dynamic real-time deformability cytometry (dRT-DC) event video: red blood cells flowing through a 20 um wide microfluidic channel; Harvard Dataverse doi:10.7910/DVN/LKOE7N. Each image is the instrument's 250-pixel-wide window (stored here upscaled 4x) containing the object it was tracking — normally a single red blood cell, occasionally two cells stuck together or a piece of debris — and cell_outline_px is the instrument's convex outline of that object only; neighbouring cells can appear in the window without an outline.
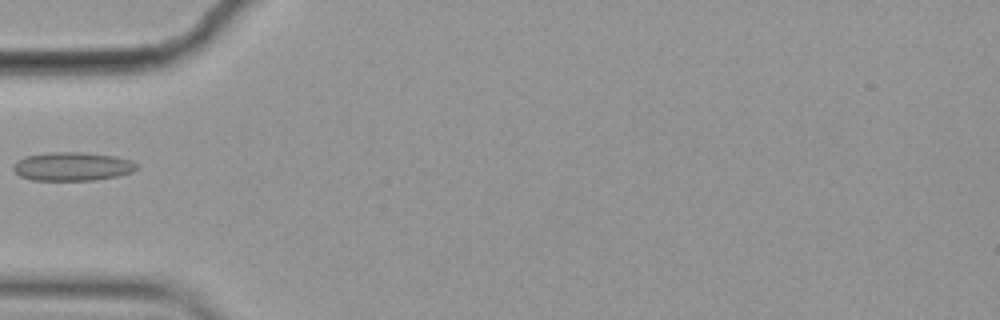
{"species": "common noctule bat (a hibernating species)", "species_latin": "Nyctalus noctula", "temperature_condition": "cold", "stored_images_in_passage": 4, "camera_frame_rate_fps": 3000, "um_per_image_px": 0.085, "animal": {"sex": "female", "body_mass_g": 19.9}, "frame": {"image": 1, "passage_image": 4, "time_ms": 1.0, "image_size_px": [1000, 320], "cell_outline_px": [[140, 168], [132, 172], [116, 176], [92, 180], [32, 180], [20, 176], [12, 168], [12, 164], [16, 160], [24, 156], [52, 152], [80, 152], [116, 156], [132, 160], [140, 164]], "centroid_in_image_um": [6.17, 14.14], "position_along_channel_um": 78.8, "area_um2": 20.81}}